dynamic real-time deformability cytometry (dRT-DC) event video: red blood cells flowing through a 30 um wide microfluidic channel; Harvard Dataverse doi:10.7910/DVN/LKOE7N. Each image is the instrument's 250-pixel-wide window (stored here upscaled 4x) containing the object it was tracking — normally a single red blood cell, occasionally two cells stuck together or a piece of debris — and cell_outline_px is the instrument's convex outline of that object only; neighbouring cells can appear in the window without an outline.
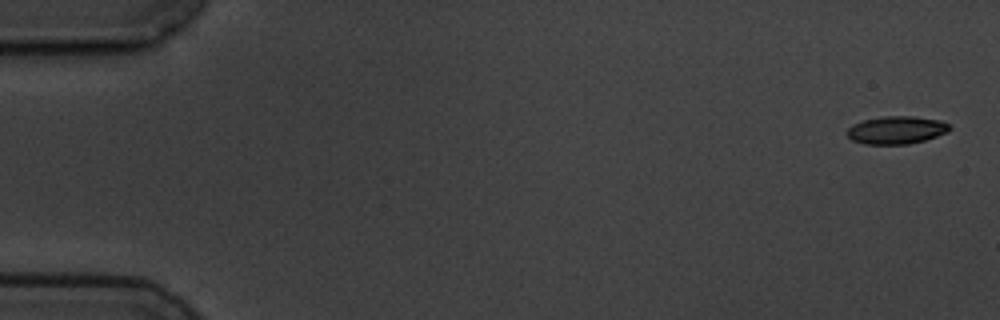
{"species": "common noctule bat (a hibernating species)", "species_latin": "Nyctalus noctula", "temperature_condition": "cold", "stored_images_in_passage": 4, "camera_frame_rate_fps": 3000, "um_per_image_px": 0.085, "animal": {"sex": "male", "body_mass_g": 19.5, "forearm_length_mm": 54.6}, "frame": {"image": 1, "passage_image": 1, "time_ms": 0.0, "image_size_px": [1000, 320], "cell_outline_px": [[952, 128], [948, 132], [924, 140], [908, 144], [864, 144], [852, 140], [844, 132], [852, 124], [864, 120], [884, 116], [912, 116], [940, 120], [948, 124]], "centroid_in_image_um": [76.17, 11.05], "position_along_channel_um": 8.8, "area_um2": 16.65}}